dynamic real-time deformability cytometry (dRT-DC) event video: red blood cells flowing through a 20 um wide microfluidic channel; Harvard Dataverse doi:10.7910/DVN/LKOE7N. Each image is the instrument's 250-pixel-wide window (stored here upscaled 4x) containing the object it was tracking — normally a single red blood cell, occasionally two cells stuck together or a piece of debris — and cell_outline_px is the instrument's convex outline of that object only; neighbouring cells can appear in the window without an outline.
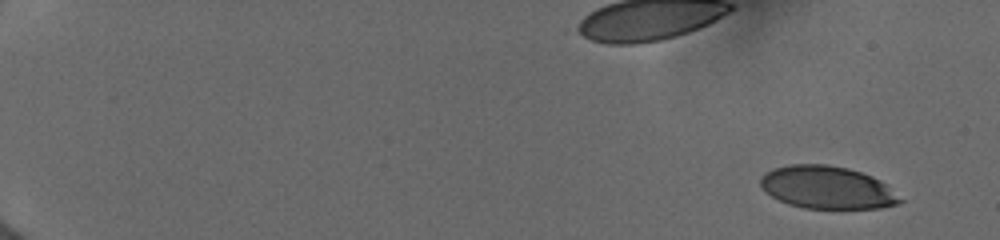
{"species": "human", "species_latin": "Homo sapiens", "temperature_condition": "cold", "stored_images_in_passage": 14, "camera_frame_rate_fps": 3000, "um_per_image_px": 0.085, "donor": {"sex": "female"}, "frame": {"image": 1, "passage_image": 1, "time_ms": 0.0, "image_size_px": [1000, 240], "cell_outline_px": [[904, 200], [896, 204], [880, 208], [804, 208], [788, 204], [772, 196], [760, 184], [760, 176], [772, 168], [788, 164], [828, 164], [848, 168], [872, 176], [888, 184]], "centroid_in_image_um": [70.33, 15.92], "position_along_channel_um": 14.7, "area_um2": 34.8}}
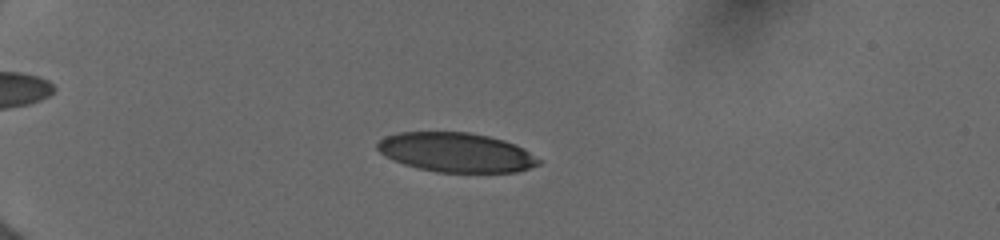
{"frame": {"image": 2, "passage_image": 11, "time_ms": 4.333, "image_size_px": [1000, 240], "cell_outline_px": [[544, 160], [540, 164], [516, 172], [436, 172], [404, 164], [380, 152], [376, 148], [376, 144], [384, 136], [400, 132], [468, 132], [488, 136], [504, 140], [516, 144], [524, 148]], "centroid_in_image_um": [38.83, 12.95], "position_along_channel_um": 46.2, "area_um2": 37.05}}
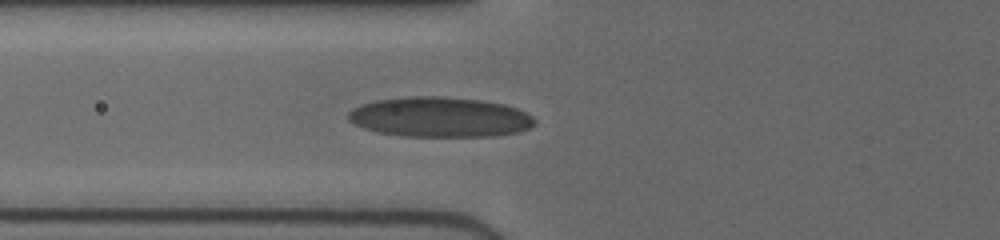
{"frame": {"image": 3, "passage_image": 14, "time_ms": 6.667, "image_size_px": [1000, 240], "cell_outline_px": [[536, 124], [528, 128], [516, 132], [492, 136], [404, 136], [380, 132], [364, 128], [348, 120], [348, 112], [352, 108], [360, 104], [376, 100], [408, 96], [440, 96], [480, 100], [504, 104], [516, 108], [532, 116], [536, 120]], "centroid_in_image_um": [37.37, 9.94], "position_along_channel_um": 88.4, "area_um2": 43.35}}